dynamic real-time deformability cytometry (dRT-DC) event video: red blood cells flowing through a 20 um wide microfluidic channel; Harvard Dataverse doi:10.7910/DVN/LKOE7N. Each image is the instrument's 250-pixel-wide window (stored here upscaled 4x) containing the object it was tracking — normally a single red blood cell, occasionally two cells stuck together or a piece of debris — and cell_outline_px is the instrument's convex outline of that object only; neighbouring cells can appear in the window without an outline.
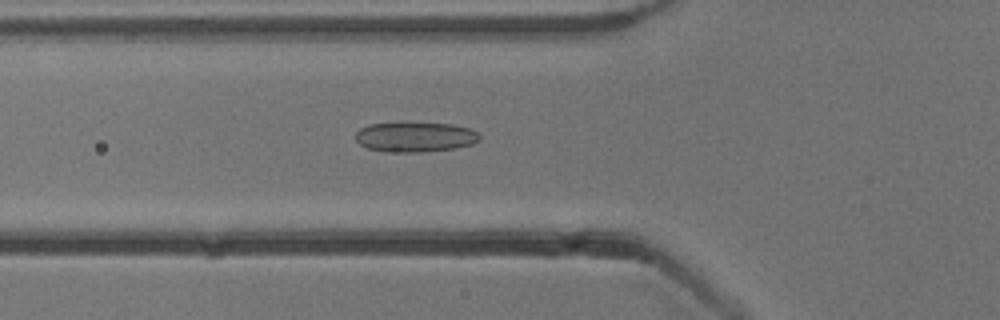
{"species": "common noctule bat (a hibernating species)", "species_latin": "Nyctalus noctula", "temperature_condition": "cold", "stored_images_in_passage": 53, "camera_frame_rate_fps": 3000, "um_per_image_px": 0.085, "animal": {"sex": "male", "body_mass_g": 13.3}, "frame": {"image": 1, "passage_image": 19, "time_ms": 6.0, "image_size_px": [1000, 320], "cell_outline_px": [[480, 140], [472, 144], [456, 148], [420, 152], [388, 152], [368, 148], [360, 144], [356, 140], [356, 132], [360, 128], [368, 124], [452, 124], [472, 128], [480, 136]], "centroid_in_image_um": [35.31, 11.66], "position_along_channel_um": 90.5, "area_um2": 21.33}}
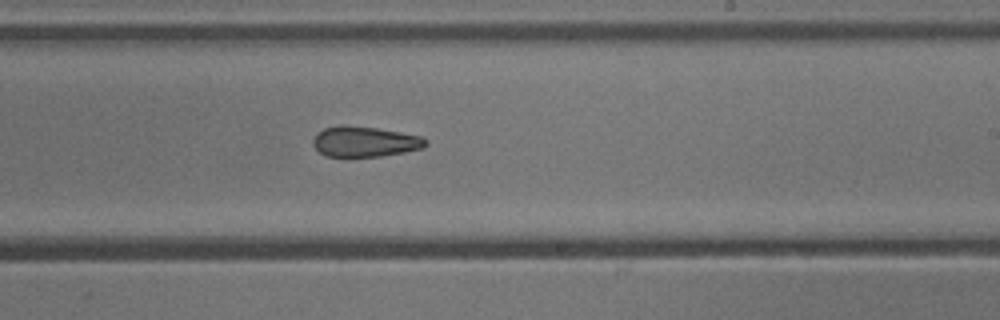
{"frame": {"image": 2, "passage_image": 32, "time_ms": 10.333, "image_size_px": [1000, 320], "cell_outline_px": [[428, 144], [424, 148], [404, 152], [380, 156], [344, 160], [328, 156], [320, 152], [312, 144], [312, 140], [316, 132], [324, 128], [340, 124], [344, 124], [376, 128], [400, 132], [420, 136], [428, 140]], "centroid_in_image_um": [30.95, 12.07], "position_along_channel_um": 258.0, "area_um2": 20.81}}
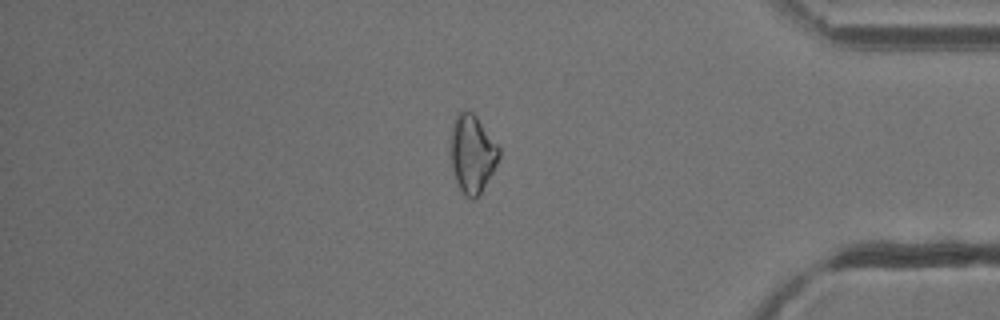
{"frame": {"image": 3, "passage_image": 45, "time_ms": 14.667, "image_size_px": [1000, 320], "cell_outline_px": [[500, 156], [492, 172], [476, 200], [472, 200], [464, 196], [456, 180], [452, 168], [452, 124], [456, 116], [460, 112], [472, 112], [476, 116], [500, 148]], "centroid_in_image_um": [40.16, 13.11], "position_along_channel_um": 395.0, "area_um2": 21.44}, "authors_computed_cell_mechanics": {"area_um2": 21.4438, "velocity_mm_per_s": 3.8508, "shape_relaxation_time_tau1_ms": null, "shape_relaxation_time_tau2_ms": 6.8996, "deformation_change_tau1": null, "deformation_change_tau2": 0.1633}}